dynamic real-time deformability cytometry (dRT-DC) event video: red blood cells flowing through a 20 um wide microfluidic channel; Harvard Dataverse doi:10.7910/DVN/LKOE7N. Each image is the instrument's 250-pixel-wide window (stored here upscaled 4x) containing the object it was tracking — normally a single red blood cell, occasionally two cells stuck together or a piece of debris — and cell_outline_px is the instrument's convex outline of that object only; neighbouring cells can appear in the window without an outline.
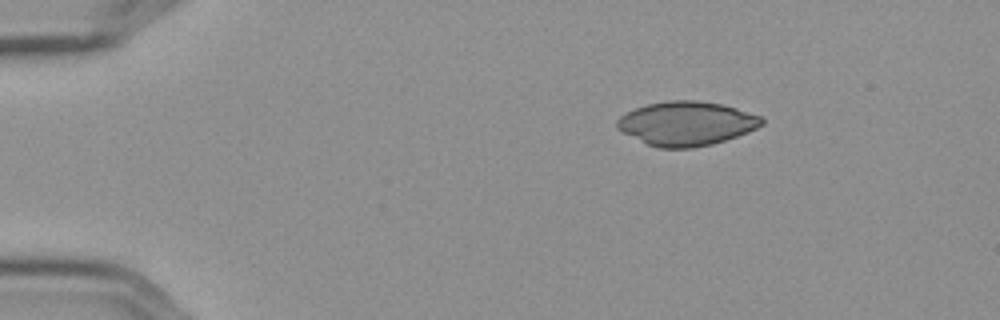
{"species": "Egyptian fruit bat (a non-hibernating species)", "species_latin": "Rousettus aegyptiacus", "temperature_condition": "cold", "stored_images_in_passage": 4, "camera_frame_rate_fps": 3000, "um_per_image_px": 0.085, "frame": {"image": 1, "passage_image": 1, "time_ms": 0.0, "image_size_px": [1000, 320], "cell_outline_px": [[764, 124], [748, 132], [712, 144], [692, 148], [660, 148], [648, 144], [616, 128], [616, 120], [620, 116], [636, 108], [648, 104], [668, 100], [696, 100], [720, 104], [736, 108], [764, 116]], "centroid_in_image_um": [58.38, 10.49], "position_along_channel_um": 26.6, "area_um2": 36.99}}